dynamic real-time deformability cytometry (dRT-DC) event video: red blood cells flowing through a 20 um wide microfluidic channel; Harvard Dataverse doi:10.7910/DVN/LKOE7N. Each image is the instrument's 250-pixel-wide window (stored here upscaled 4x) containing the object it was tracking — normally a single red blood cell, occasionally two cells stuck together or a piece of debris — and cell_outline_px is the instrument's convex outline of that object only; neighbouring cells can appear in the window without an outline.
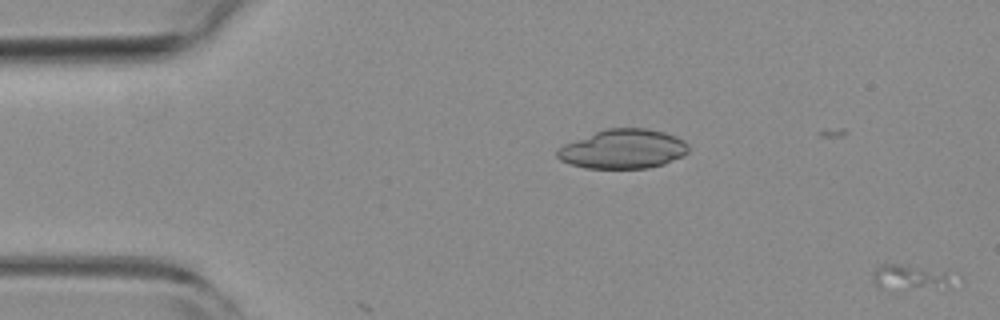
{"species": "common noctule bat (a hibernating species)", "species_latin": "Nyctalus noctula", "temperature_condition": "room temperature", "stored_images_in_passage": 3, "camera_frame_rate_fps": 3000, "um_per_image_px": 0.085, "animal": {"sex": "female", "body_mass_g": 19.3, "forearm_length_mm": 54.1}, "frame": {"image": 1, "passage_image": 1, "time_ms": 0.0, "image_size_px": [1000, 320], "cell_outline_px": [[964, 284], [940, 292], [876, 288], [872, 280], [872, 276], [876, 268], [880, 264], [900, 264], [944, 272], [960, 276], [964, 280]], "centroid_in_image_um": [77.68, 23.68], "position_along_channel_um": 7.3, "area_um2": 13.64}}